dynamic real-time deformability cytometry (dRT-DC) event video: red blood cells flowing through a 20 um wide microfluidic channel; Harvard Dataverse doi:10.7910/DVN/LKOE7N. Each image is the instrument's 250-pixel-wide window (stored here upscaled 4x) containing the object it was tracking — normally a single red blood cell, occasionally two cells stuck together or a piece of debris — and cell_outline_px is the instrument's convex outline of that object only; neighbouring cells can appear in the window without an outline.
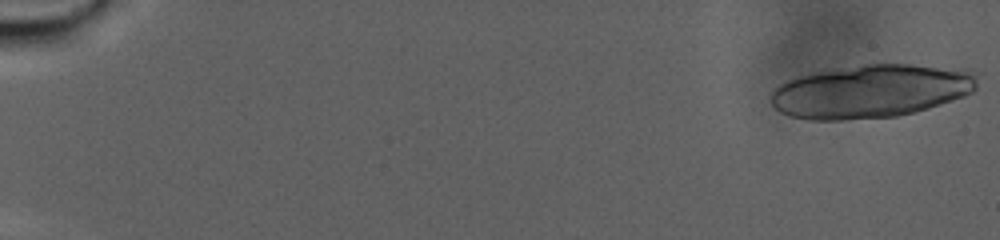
{"species": "human", "species_latin": "Homo sapiens", "temperature_condition": "warm", "stored_images_in_passage": 38, "camera_frame_rate_fps": 3000, "um_per_image_px": 0.085, "donor": {"sex": "male"}, "frame": {"image": 1, "passage_image": 1, "time_ms": 0.0, "image_size_px": [1000, 240], "cell_outline_px": [[980, 72], [976, 88], [972, 92], [964, 96], [928, 108], [896, 116], [844, 120], [808, 120], [788, 116], [780, 112], [768, 100], [768, 96], [780, 84], [788, 80], [800, 76], [816, 72], [864, 64], [912, 64], [972, 68]], "centroid_in_image_um": [74.1, 7.74], "position_along_channel_um": 10.9, "area_um2": 64.85}}
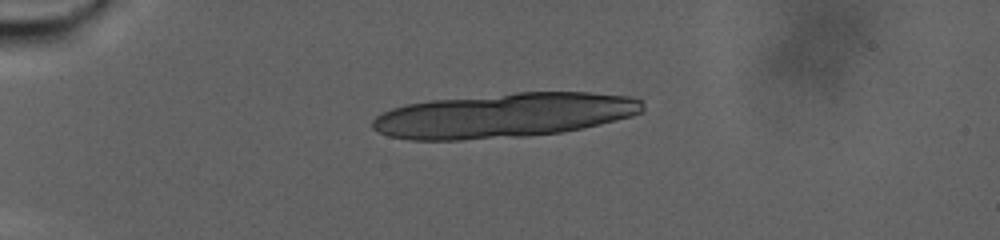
{"frame": {"image": 2, "passage_image": 25, "time_ms": 8.0, "image_size_px": [1000, 240], "cell_outline_px": [[644, 112], [632, 116], [600, 124], [560, 132], [524, 136], [460, 140], [412, 140], [388, 136], [372, 128], [372, 120], [376, 116], [392, 108], [408, 104], [432, 100], [516, 92], [588, 92], [632, 96], [640, 100], [644, 104]], "centroid_in_image_um": [42.86, 9.8], "position_along_channel_um": 42.1, "area_um2": 70.11}}